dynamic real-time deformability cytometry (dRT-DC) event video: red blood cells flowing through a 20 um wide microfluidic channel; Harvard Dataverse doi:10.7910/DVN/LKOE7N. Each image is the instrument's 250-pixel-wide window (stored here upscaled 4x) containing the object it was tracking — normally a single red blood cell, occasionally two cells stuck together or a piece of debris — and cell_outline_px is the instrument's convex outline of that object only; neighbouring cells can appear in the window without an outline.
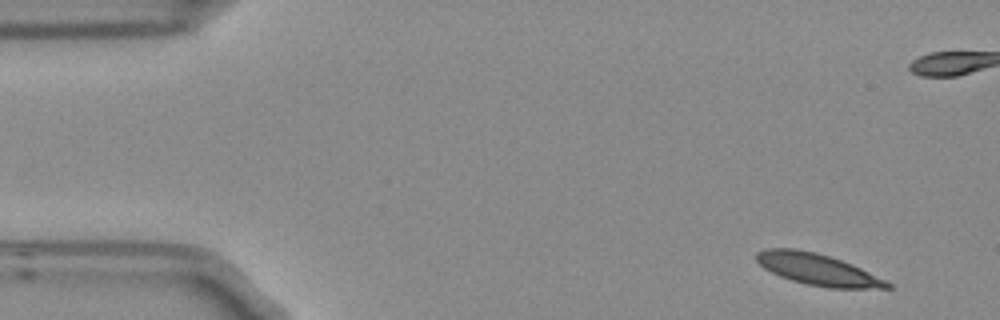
{"species": "Egyptian fruit bat (a non-hibernating species)", "species_latin": "Rousettus aegyptiacus", "temperature_condition": "room temperature", "stored_images_in_passage": 4, "camera_frame_rate_fps": 3000, "um_per_image_px": 0.085, "frame": {"image": 1, "passage_image": 1, "time_ms": 0.0, "image_size_px": [1000, 320], "cell_outline_px": [[892, 288], [828, 288], [804, 284], [780, 276], [764, 268], [756, 260], [756, 252], [764, 248], [796, 248], [816, 252], [852, 264], [892, 284]], "centroid_in_image_um": [69.45, 22.89], "position_along_channel_um": 15.6, "area_um2": 23.81}}